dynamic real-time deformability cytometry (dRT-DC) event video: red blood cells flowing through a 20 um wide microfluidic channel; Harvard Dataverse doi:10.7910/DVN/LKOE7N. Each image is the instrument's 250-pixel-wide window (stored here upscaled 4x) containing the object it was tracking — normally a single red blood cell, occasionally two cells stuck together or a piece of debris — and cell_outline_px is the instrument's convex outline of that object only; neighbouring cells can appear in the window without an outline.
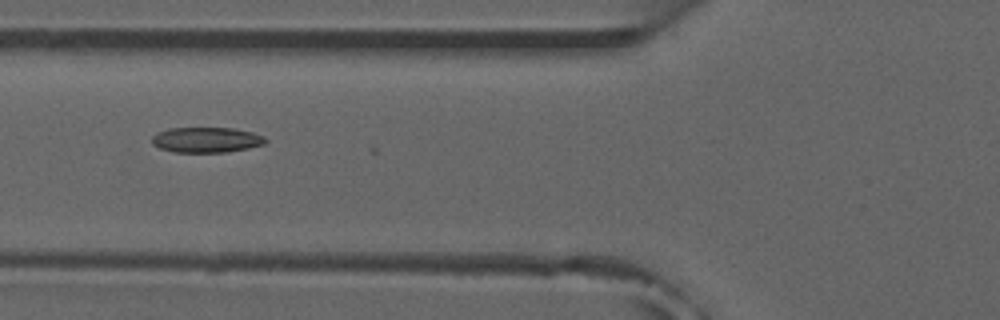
{"species": "common noctule bat (a hibernating species)", "species_latin": "Nyctalus noctula", "temperature_condition": "room temperature", "stored_images_in_passage": 21, "camera_frame_rate_fps": 3000, "um_per_image_px": 0.085, "animal": {"sex": "male", "forearm_length_mm": 52.5}, "frame": {"image": 1, "passage_image": 20, "time_ms": 6.333, "image_size_px": [1000, 320], "cell_outline_px": [[268, 140], [264, 144], [248, 148], [228, 152], [172, 152], [160, 148], [152, 144], [152, 136], [156, 132], [168, 128], [232, 128], [252, 132], [264, 136]], "centroid_in_image_um": [17.53, 11.88], "position_along_channel_um": 108.3, "area_um2": 16.88}}